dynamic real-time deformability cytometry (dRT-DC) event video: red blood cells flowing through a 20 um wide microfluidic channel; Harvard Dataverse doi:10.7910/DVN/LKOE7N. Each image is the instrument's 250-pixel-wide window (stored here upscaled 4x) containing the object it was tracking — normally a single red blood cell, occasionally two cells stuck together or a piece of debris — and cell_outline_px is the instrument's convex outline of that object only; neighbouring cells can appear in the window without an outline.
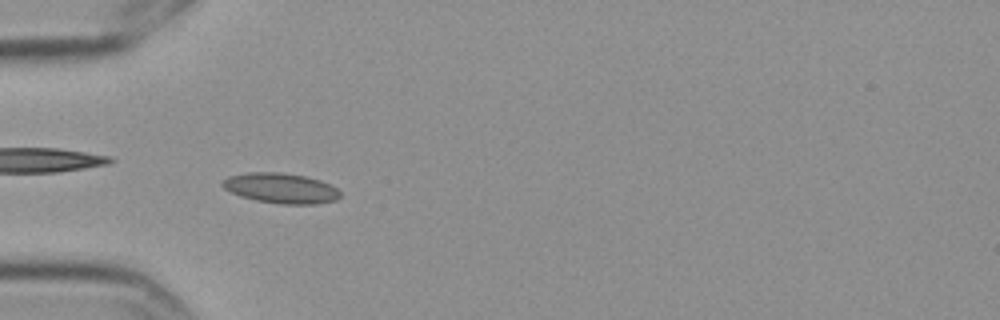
{"species": "Egyptian fruit bat (a non-hibernating species)", "species_latin": "Rousettus aegyptiacus", "temperature_condition": "cold", "stored_images_in_passage": 7, "camera_frame_rate_fps": 3000, "um_per_image_px": 0.085, "frame": {"image": 1, "passage_image": 5, "time_ms": 1.333, "image_size_px": [1000, 320], "cell_outline_px": [[340, 196], [336, 200], [316, 204], [284, 204], [256, 200], [240, 196], [224, 188], [220, 184], [228, 176], [248, 172], [280, 172], [304, 176], [320, 180], [332, 184], [340, 192]], "centroid_in_image_um": [23.89, 15.99], "position_along_channel_um": 61.1, "area_um2": 20.69}}
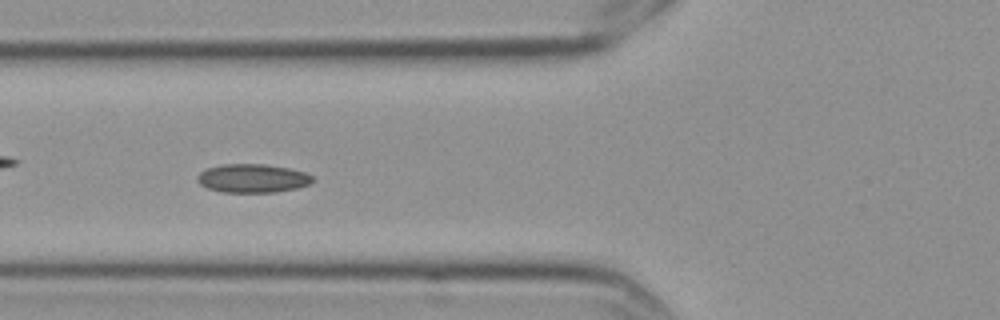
{"frame": {"image": 2, "passage_image": 6, "time_ms": 1.667, "image_size_px": [1000, 320], "cell_outline_px": [[316, 180], [312, 184], [296, 188], [276, 192], [220, 192], [208, 188], [200, 184], [196, 180], [196, 176], [200, 172], [208, 168], [224, 164], [264, 164], [288, 168], [304, 172], [312, 176]], "centroid_in_image_um": [21.48, 15.16], "position_along_channel_um": 104.3, "area_um2": 19.31}}
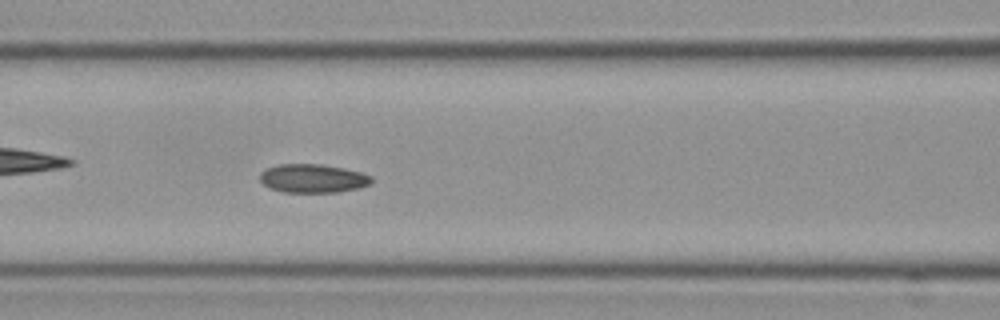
{"frame": {"image": 3, "passage_image": 7, "time_ms": 2.0, "image_size_px": [1000, 320], "cell_outline_px": [[372, 184], [360, 188], [336, 192], [284, 192], [268, 188], [260, 180], [260, 172], [268, 168], [280, 164], [320, 164], [344, 168], [360, 172], [372, 176]], "centroid_in_image_um": [26.61, 15.17], "position_along_channel_um": 140.0, "area_um2": 18.67}}